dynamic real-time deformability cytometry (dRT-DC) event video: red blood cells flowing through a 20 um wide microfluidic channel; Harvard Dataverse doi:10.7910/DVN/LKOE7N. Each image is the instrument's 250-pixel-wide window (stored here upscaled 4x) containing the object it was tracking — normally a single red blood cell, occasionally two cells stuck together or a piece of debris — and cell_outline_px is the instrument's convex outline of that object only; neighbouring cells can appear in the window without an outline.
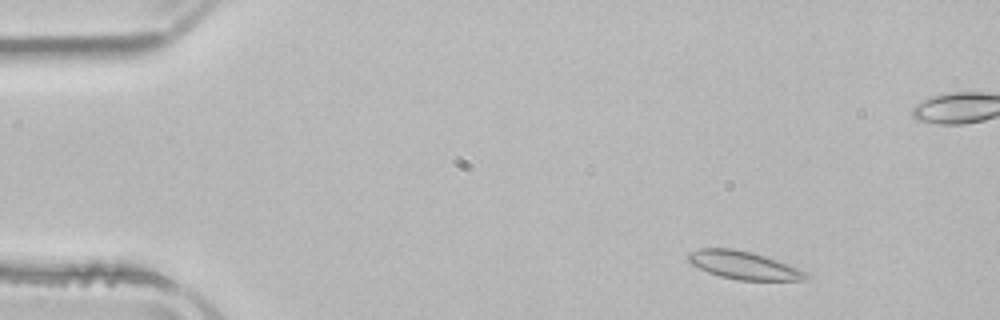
{"species": "common noctule bat (a hibernating species)", "species_latin": "Nyctalus noctula", "temperature_condition": "room temperature", "stored_images_in_passage": 13, "camera_frame_rate_fps": 3000, "um_per_image_px": 0.085, "animal": {"sex": "male", "body_mass_g": 21.5, "forearm_length_mm": 52.0}, "frame": {"image": 1, "passage_image": 4, "time_ms": 1.0, "image_size_px": [1000, 320], "cell_outline_px": [[812, 276], [804, 280], [736, 280], [720, 276], [708, 272], [692, 264], [688, 260], [688, 252], [700, 248], [732, 248], [752, 252], [776, 260], [796, 268]], "centroid_in_image_um": [63.18, 22.54], "position_along_channel_um": 21.8, "area_um2": 18.96}}